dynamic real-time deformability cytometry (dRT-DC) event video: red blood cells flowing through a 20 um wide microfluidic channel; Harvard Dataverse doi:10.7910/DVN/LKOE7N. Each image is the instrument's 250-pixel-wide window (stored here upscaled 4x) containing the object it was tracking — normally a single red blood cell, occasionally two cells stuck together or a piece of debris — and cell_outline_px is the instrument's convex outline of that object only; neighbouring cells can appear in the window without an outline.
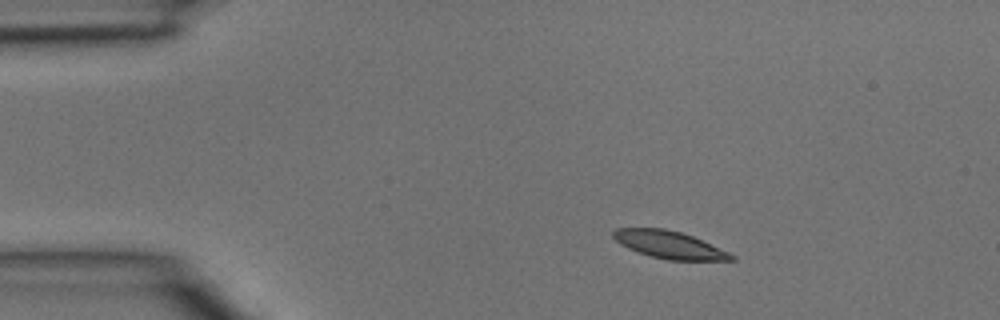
{"species": "common noctule bat (a hibernating species)", "species_latin": "Nyctalus noctula", "temperature_condition": "room temperature", "stored_images_in_passage": 2, "camera_frame_rate_fps": 3000, "um_per_image_px": 0.085, "animal": {"sex": "male", "body_mass_g": 15.6}, "frame": {"image": 1, "passage_image": 1, "time_ms": 0.0, "image_size_px": [1000, 320], "cell_outline_px": [[736, 260], [668, 260], [652, 256], [628, 248], [620, 244], [612, 236], [612, 232], [616, 228], [664, 228], [680, 232], [692, 236], [728, 252], [736, 256]], "centroid_in_image_um": [56.87, 20.8], "position_along_channel_um": 28.1, "area_um2": 18.61}}